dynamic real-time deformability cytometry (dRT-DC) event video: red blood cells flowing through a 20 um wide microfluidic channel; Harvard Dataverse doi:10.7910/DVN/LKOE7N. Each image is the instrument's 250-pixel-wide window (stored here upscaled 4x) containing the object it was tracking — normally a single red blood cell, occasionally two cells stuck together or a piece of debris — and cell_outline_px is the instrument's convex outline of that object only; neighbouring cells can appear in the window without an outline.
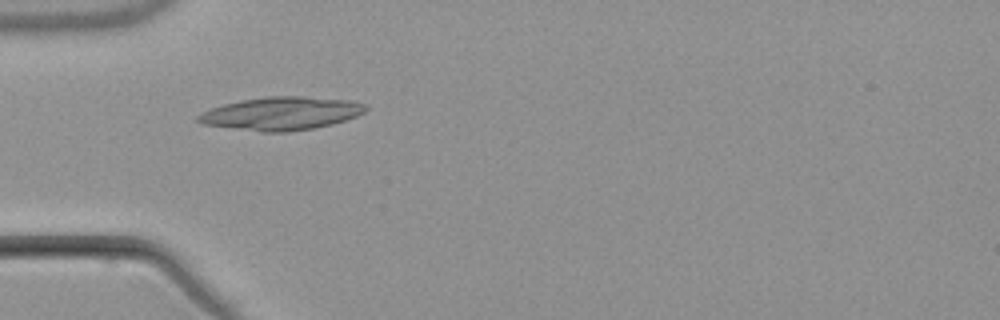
{"species": "common noctule bat (a hibernating species)", "species_latin": "Nyctalus noctula", "temperature_condition": "warm", "stored_images_in_passage": 6, "camera_frame_rate_fps": 3000, "um_per_image_px": 0.085, "animal": {"sex": "male", "body_mass_g": 21.5, "forearm_length_mm": 52.0}, "frame": {"image": 1, "passage_image": 3, "time_ms": 2.667, "image_size_px": [1000, 320], "cell_outline_px": [[368, 108], [364, 112], [356, 116], [332, 124], [316, 128], [288, 132], [264, 132], [204, 124], [196, 120], [196, 116], [212, 108], [224, 104], [240, 100], [268, 96], [304, 96], [352, 100], [364, 104]], "centroid_in_image_um": [23.94, 9.64], "position_along_channel_um": 61.1, "area_um2": 32.25}}
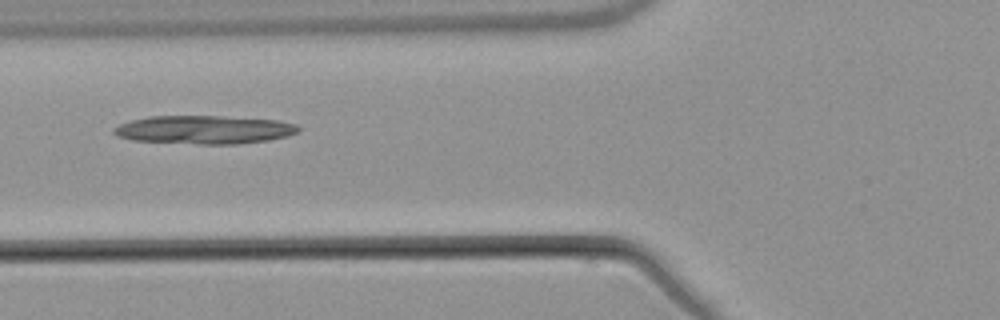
{"frame": {"image": 2, "passage_image": 4, "time_ms": 4.0, "image_size_px": [1000, 320], "cell_outline_px": [[300, 132], [288, 136], [268, 140], [236, 144], [200, 144], [132, 140], [116, 136], [112, 132], [112, 128], [120, 124], [132, 120], [148, 116], [220, 116], [280, 120], [296, 124], [300, 128]], "centroid_in_image_um": [17.37, 11.02], "position_along_channel_um": 108.4, "area_um2": 30.69}}
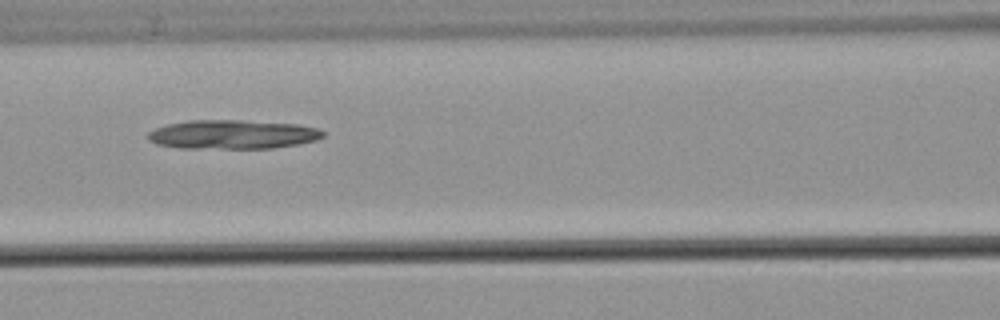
{"frame": {"image": 3, "passage_image": 5, "time_ms": 5.0, "image_size_px": [1000, 320], "cell_outline_px": [[324, 136], [316, 140], [300, 144], [272, 148], [180, 148], [156, 144], [148, 140], [148, 132], [156, 128], [168, 124], [188, 120], [244, 120], [296, 124], [316, 128], [324, 132]], "centroid_in_image_um": [19.76, 11.43], "position_along_channel_um": 146.8, "area_um2": 29.65}}